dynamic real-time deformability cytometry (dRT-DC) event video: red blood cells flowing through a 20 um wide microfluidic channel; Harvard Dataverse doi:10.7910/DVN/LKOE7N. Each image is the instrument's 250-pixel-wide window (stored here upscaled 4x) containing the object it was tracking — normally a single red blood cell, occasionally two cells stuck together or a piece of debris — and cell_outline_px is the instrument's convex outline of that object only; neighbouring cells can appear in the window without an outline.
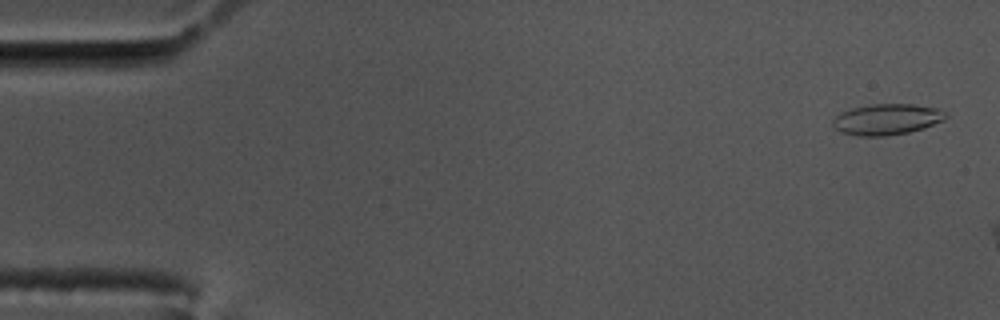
{"species": "common noctule bat (a hibernating species)", "species_latin": "Nyctalus noctula", "temperature_condition": "cold", "stored_images_in_passage": 9, "camera_frame_rate_fps": 3000, "um_per_image_px": 0.085, "animal": {"sex": "male", "body_mass_g": 17.5, "forearm_length_mm": 52.3}, "frame": {"image": 1, "passage_image": 2, "time_ms": 0.333, "image_size_px": [1000, 320], "cell_outline_px": [[948, 116], [944, 120], [924, 128], [908, 132], [884, 136], [856, 136], [840, 132], [832, 128], [832, 120], [840, 112], [852, 108], [872, 104], [916, 104], [936, 108], [948, 112]], "centroid_in_image_um": [75.37, 10.14], "position_along_channel_um": 9.6, "area_um2": 20.63}}